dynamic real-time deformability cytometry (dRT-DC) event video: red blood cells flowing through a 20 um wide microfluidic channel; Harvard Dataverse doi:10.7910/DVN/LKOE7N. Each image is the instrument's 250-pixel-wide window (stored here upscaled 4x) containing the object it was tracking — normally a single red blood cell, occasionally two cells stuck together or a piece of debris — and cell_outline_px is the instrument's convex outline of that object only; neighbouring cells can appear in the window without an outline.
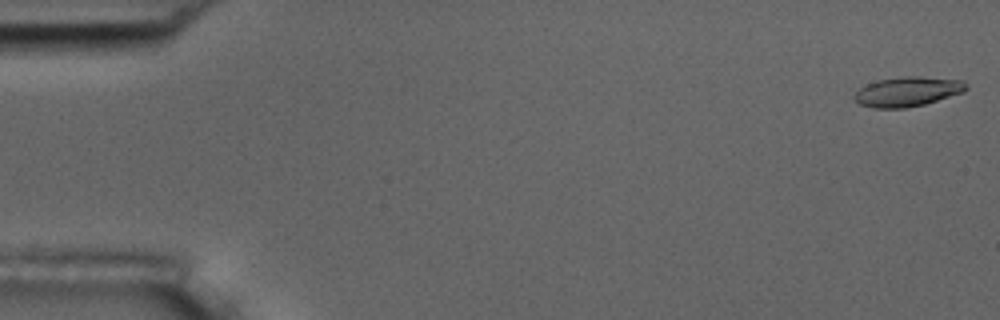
{"species": "common noctule bat (a hibernating species)", "species_latin": "Nyctalus noctula", "temperature_condition": "room temperature", "stored_images_in_passage": 6, "camera_frame_rate_fps": 3000, "um_per_image_px": 0.085, "animal": {"sex": "male", "body_mass_g": 17.5, "forearm_length_mm": 52.3}, "frame": {"image": 1, "passage_image": 1, "time_ms": 0.0, "image_size_px": [1000, 320], "cell_outline_px": [[968, 88], [964, 92], [924, 104], [904, 108], [872, 108], [860, 104], [852, 96], [860, 88], [868, 84], [880, 80], [904, 76], [920, 76], [964, 80], [968, 84]], "centroid_in_image_um": [77.18, 7.78], "position_along_channel_um": 7.8, "area_um2": 19.31}}
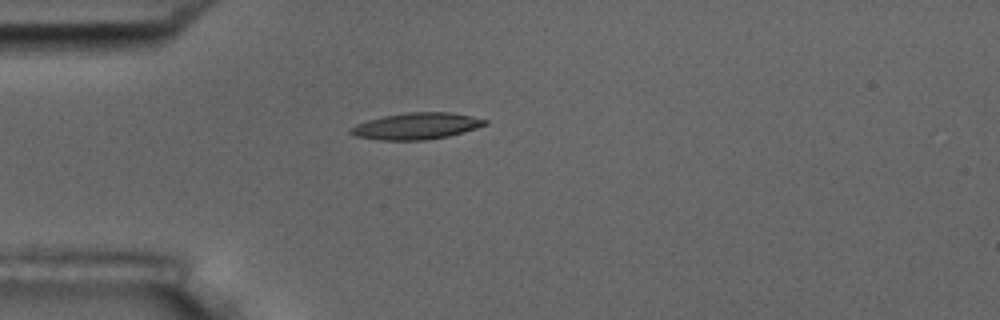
{"frame": {"image": 2, "passage_image": 5, "time_ms": 4.667, "image_size_px": [1000, 320], "cell_outline_px": [[488, 124], [476, 128], [448, 136], [424, 140], [380, 140], [356, 136], [348, 132], [348, 128], [356, 124], [368, 120], [384, 116], [404, 112], [452, 112], [472, 116], [488, 120]], "centroid_in_image_um": [35.38, 10.71], "position_along_channel_um": 49.6, "area_um2": 20.81}}